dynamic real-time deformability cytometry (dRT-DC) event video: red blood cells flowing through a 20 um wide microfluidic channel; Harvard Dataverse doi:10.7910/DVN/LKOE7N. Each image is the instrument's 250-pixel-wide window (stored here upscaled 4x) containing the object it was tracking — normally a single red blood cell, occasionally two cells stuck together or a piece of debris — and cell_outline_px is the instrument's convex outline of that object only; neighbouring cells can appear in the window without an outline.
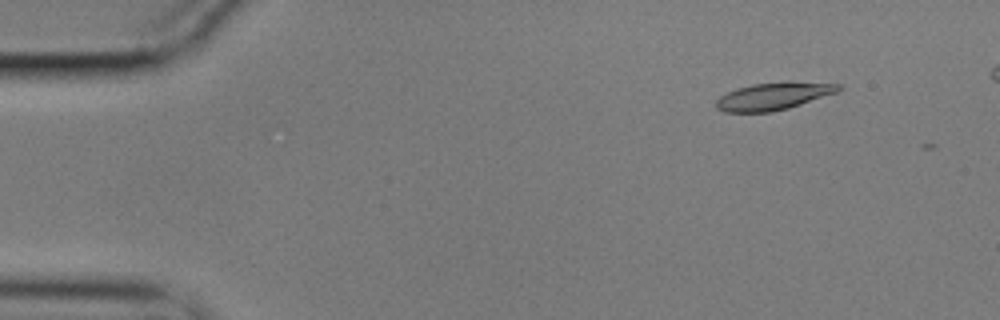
{"species": "common noctule bat (a hibernating species)", "species_latin": "Nyctalus noctula", "temperature_condition": "cold", "stored_images_in_passage": 4, "camera_frame_rate_fps": 3000, "um_per_image_px": 0.085, "animal": {"sex": "male", "body_mass_g": 17.9}, "frame": {"image": 1, "passage_image": 1, "time_ms": 0.0, "image_size_px": [1000, 320], "cell_outline_px": [[840, 88], [836, 92], [788, 108], [772, 112], [724, 112], [716, 108], [716, 100], [720, 96], [736, 88], [752, 84], [788, 80], [840, 84]], "centroid_in_image_um": [65.71, 8.15], "position_along_channel_um": 19.3, "area_um2": 19.65}}